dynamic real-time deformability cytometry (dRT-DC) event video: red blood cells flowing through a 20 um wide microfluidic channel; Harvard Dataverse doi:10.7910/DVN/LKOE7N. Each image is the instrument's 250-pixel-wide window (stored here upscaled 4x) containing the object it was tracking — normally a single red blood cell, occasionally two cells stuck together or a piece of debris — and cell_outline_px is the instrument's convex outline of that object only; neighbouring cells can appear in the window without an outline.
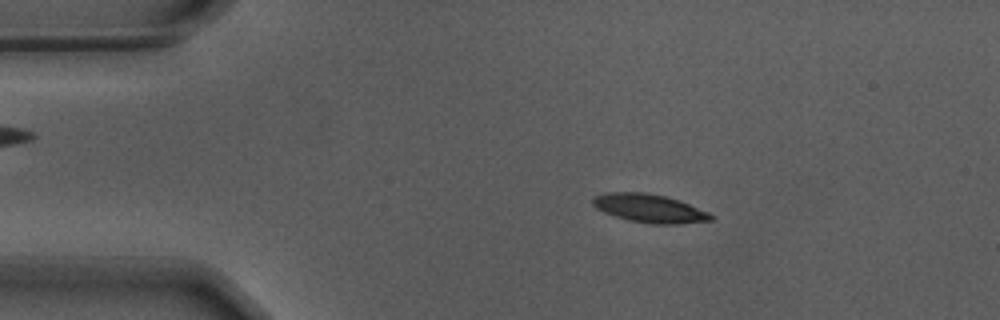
{"species": "Egyptian fruit bat (a non-hibernating species)", "species_latin": "Rousettus aegyptiacus", "temperature_condition": "warm", "stored_images_in_passage": 57, "camera_frame_rate_fps": 3000, "um_per_image_px": 0.085, "animal": {"sex": "male"}, "frame": {"image": 1, "passage_image": 11, "time_ms": 3.333, "image_size_px": [1000, 320], "cell_outline_px": [[712, 220], [676, 224], [652, 224], [628, 220], [604, 212], [596, 208], [592, 204], [592, 200], [596, 196], [612, 192], [644, 192], [664, 196], [688, 204], [708, 212], [712, 216]], "centroid_in_image_um": [55.17, 17.71], "position_along_channel_um": 29.8, "area_um2": 19.13}}
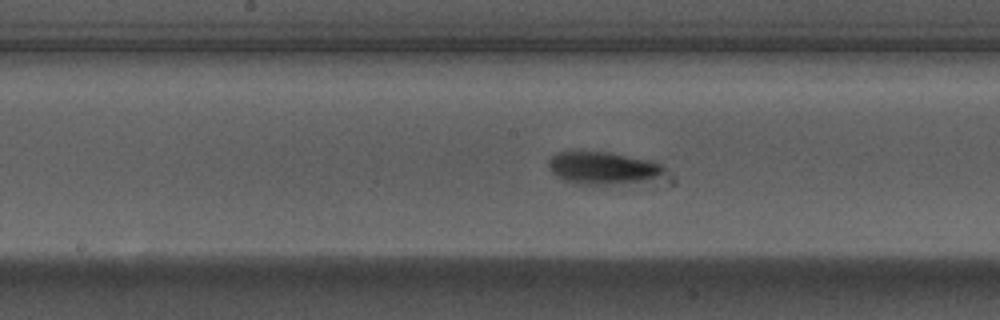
{"frame": {"image": 2, "passage_image": 29, "time_ms": 9.333, "image_size_px": [1000, 320], "cell_outline_px": [[664, 172], [660, 176], [644, 180], [608, 184], [576, 184], [564, 180], [552, 172], [548, 168], [548, 160], [556, 152], [576, 148], [608, 152], [652, 160], [660, 164], [664, 168]], "centroid_in_image_um": [51.14, 14.22], "position_along_channel_um": 197.1, "area_um2": 22.31}}
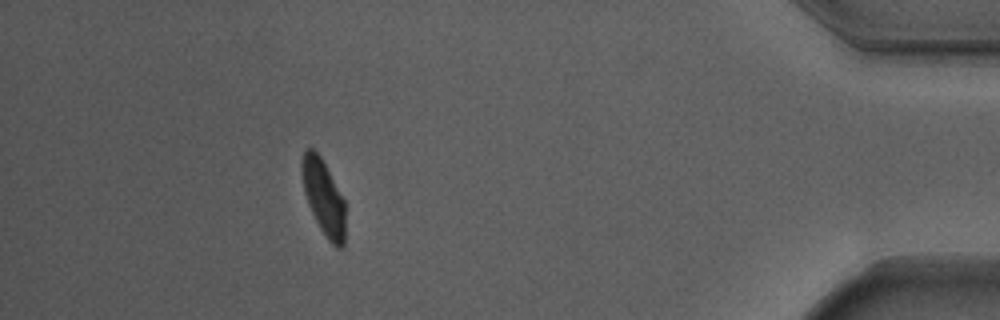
{"frame": {"image": 3, "passage_image": 51, "time_ms": 16.667, "image_size_px": [1000, 320], "cell_outline_px": [[344, 248], [336, 248], [328, 240], [320, 228], [308, 204], [304, 192], [304, 152], [308, 148], [312, 148], [320, 156], [344, 200]], "centroid_in_image_um": [27.54, 16.87], "position_along_channel_um": 407.7, "area_um2": 18.15}, "authors_computed_cell_mechanics": {"area_um2": 19.7676, "velocity_mm_per_s": 3.6635, "shape_relaxation_time_tau1_ms": 2.7708, "shape_relaxation_time_tau2_ms": 2.238, "deformation_change_tau1": 0.1503, "deformation_change_tau2": 0.0787}}